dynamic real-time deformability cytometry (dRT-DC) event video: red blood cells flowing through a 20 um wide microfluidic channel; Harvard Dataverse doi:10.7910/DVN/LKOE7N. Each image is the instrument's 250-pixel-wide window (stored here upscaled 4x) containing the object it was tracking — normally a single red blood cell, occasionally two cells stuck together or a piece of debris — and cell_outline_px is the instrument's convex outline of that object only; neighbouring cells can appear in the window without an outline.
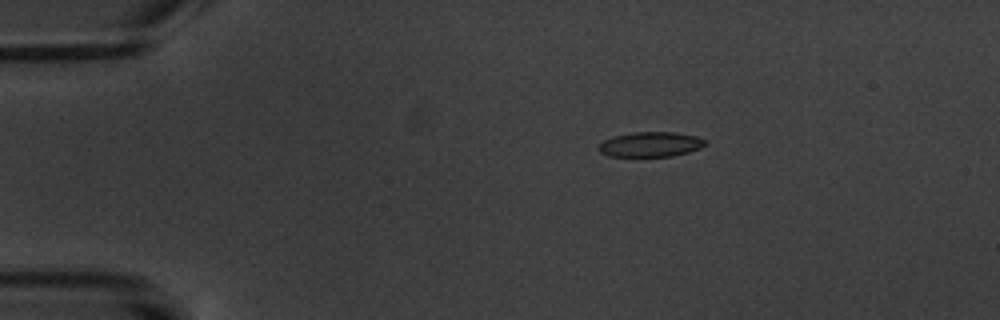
{"species": "common noctule bat (a hibernating species)", "species_latin": "Nyctalus noctula", "temperature_condition": "warm", "stored_images_in_passage": 5, "camera_frame_rate_fps": 3000, "um_per_image_px": 0.085, "animal": {"sex": "male", "body_mass_g": 20.1, "forearm_length_mm": 53.5}, "frame": {"image": 1, "passage_image": 3, "time_ms": 3.333, "image_size_px": [1000, 320], "cell_outline_px": [[708, 144], [700, 148], [688, 152], [672, 156], [612, 156], [600, 152], [596, 148], [604, 140], [616, 136], [636, 132], [672, 132], [696, 136], [708, 140]], "centroid_in_image_um": [55.35, 12.27], "position_along_channel_um": 29.7, "area_um2": 15.37}}